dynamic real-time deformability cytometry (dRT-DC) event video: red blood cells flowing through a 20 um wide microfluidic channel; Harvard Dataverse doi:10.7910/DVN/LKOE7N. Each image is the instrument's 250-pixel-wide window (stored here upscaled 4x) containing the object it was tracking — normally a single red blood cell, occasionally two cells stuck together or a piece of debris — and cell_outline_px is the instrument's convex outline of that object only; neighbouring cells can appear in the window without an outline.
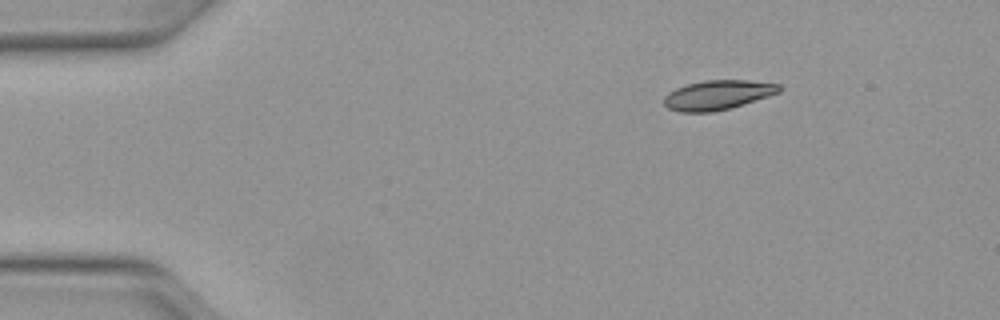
{"species": "Egyptian fruit bat (a non-hibernating species)", "species_latin": "Rousettus aegyptiacus", "temperature_condition": "warm", "stored_images_in_passage": 43, "camera_frame_rate_fps": 3000, "um_per_image_px": 0.085, "animal": {"sex": "female"}, "frame": {"image": 1, "passage_image": 1, "time_ms": 0.0, "image_size_px": [1000, 320], "cell_outline_px": [[780, 92], [732, 108], [712, 112], [680, 112], [668, 108], [664, 104], [664, 96], [668, 92], [676, 88], [688, 84], [704, 80], [748, 80], [780, 84]], "centroid_in_image_um": [60.99, 8.07], "position_along_channel_um": 24.0, "area_um2": 19.83}}
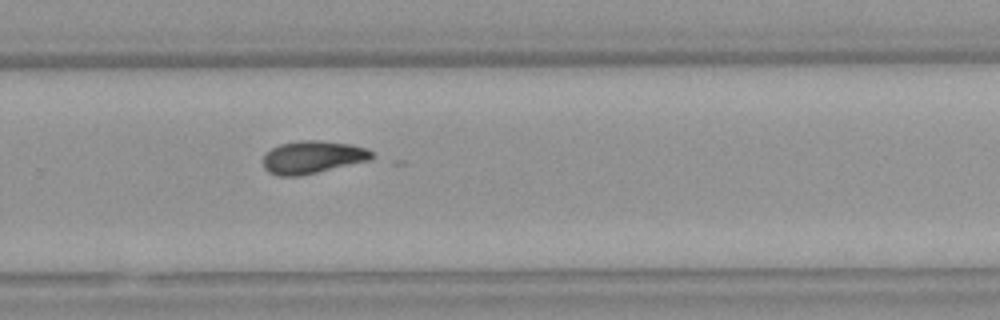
{"frame": {"image": 2, "passage_image": 27, "time_ms": 8.667, "image_size_px": [1000, 320], "cell_outline_px": [[372, 156], [368, 160], [300, 176], [280, 176], [268, 172], [264, 168], [264, 156], [272, 148], [280, 144], [300, 140], [320, 140], [352, 144], [364, 148], [372, 152]], "centroid_in_image_um": [26.53, 13.35], "position_along_channel_um": 303.3, "area_um2": 20.4}}
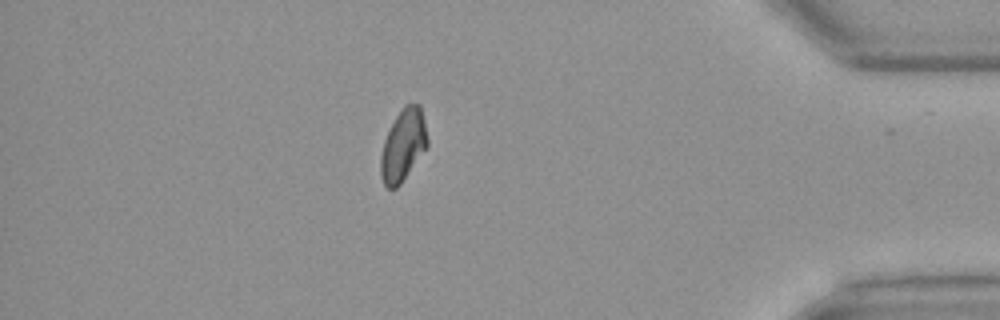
{"frame": {"image": 3, "passage_image": 37, "time_ms": 12.0, "image_size_px": [1000, 320], "cell_outline_px": [[428, 148], [400, 184], [396, 188], [388, 188], [384, 184], [380, 176], [380, 156], [384, 140], [396, 116], [404, 104], [420, 104], [424, 120], [428, 140]], "centroid_in_image_um": [34.28, 12.36], "position_along_channel_um": 400.9, "area_um2": 19.65}, "authors_computed_cell_mechanics": {"area_um2": 20.519, "velocity_mm_per_s": 4.1431, "shape_relaxation_time_tau1_ms": 8.0186, "shape_relaxation_time_tau2_ms": null, "deformation_change_tau1": 0.2838, "deformation_change_tau2": null}}